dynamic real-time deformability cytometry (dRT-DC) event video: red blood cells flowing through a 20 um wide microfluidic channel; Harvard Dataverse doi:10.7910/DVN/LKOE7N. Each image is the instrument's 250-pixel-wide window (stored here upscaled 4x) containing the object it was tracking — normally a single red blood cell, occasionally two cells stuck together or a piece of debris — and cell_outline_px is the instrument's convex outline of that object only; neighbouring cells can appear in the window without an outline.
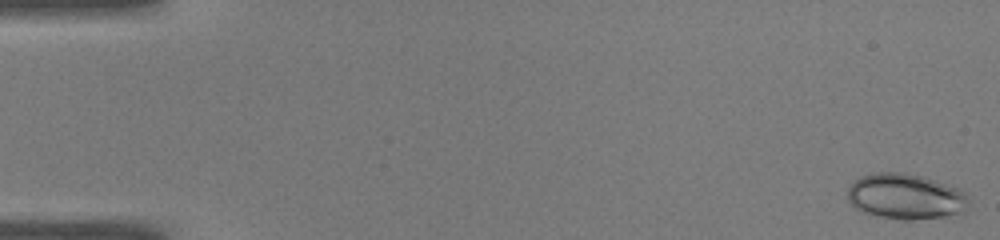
{"species": "common noctule bat (a hibernating species)", "species_latin": "Nyctalus noctula", "temperature_condition": "warm", "stored_images_in_passage": 50, "camera_frame_rate_fps": 3000, "um_per_image_px": 0.085, "animal": {"sex": "male", "body_mass_g": 19.0, "forearm_length_mm": 50.8}, "frame": {"image": 1, "passage_image": 1, "time_ms": 0.0, "image_size_px": [1000, 240], "cell_outline_px": [[968, 204], [964, 212], [944, 216], [908, 220], [900, 220], [880, 216], [864, 212], [856, 208], [848, 200], [848, 184], [852, 180], [860, 176], [876, 172], [900, 172], [920, 176], [956, 188], [964, 192], [968, 200]], "centroid_in_image_um": [76.91, 16.7], "position_along_channel_um": 8.1, "area_um2": 31.91}, "authors_computed_cell_mechanics": {"area_um2": 28.4087, "velocity_mm_per_s": 4.0809, "shape_relaxation_time_tau1_ms": 6.4636, "shape_relaxation_time_tau2_ms": 1.1514, "deformation_change_tau1": 0.2143, "deformation_change_tau2": 0.0392}}